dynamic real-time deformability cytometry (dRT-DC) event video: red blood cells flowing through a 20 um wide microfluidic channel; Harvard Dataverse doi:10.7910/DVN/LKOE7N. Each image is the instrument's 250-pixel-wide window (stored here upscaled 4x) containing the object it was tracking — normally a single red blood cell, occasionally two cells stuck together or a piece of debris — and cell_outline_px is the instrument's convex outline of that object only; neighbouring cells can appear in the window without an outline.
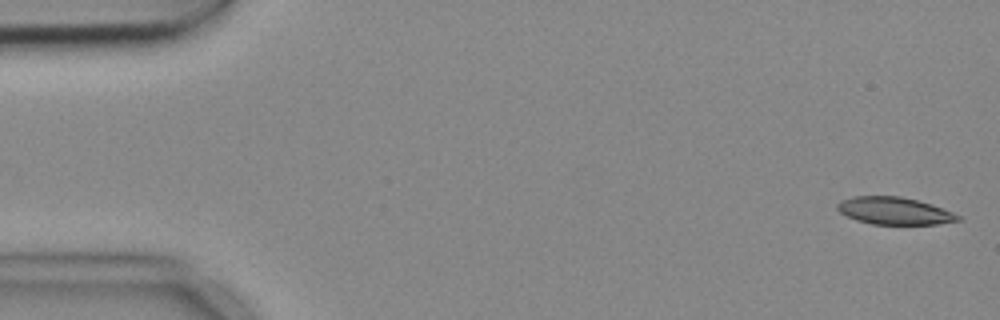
{"species": "common noctule bat (a hibernating species)", "species_latin": "Nyctalus noctula", "temperature_condition": "cold", "stored_images_in_passage": 7, "camera_frame_rate_fps": 3000, "um_per_image_px": 0.085, "animal": {"sex": "female", "body_mass_g": 18.4}, "frame": {"image": 1, "passage_image": 1, "time_ms": 0.0, "image_size_px": [1000, 320], "cell_outline_px": [[964, 220], [936, 224], [872, 224], [856, 220], [840, 212], [836, 208], [836, 204], [840, 200], [852, 196], [900, 196], [932, 204], [952, 212], [960, 216]], "centroid_in_image_um": [76.01, 17.92], "position_along_channel_um": 9.0, "area_um2": 19.25}}
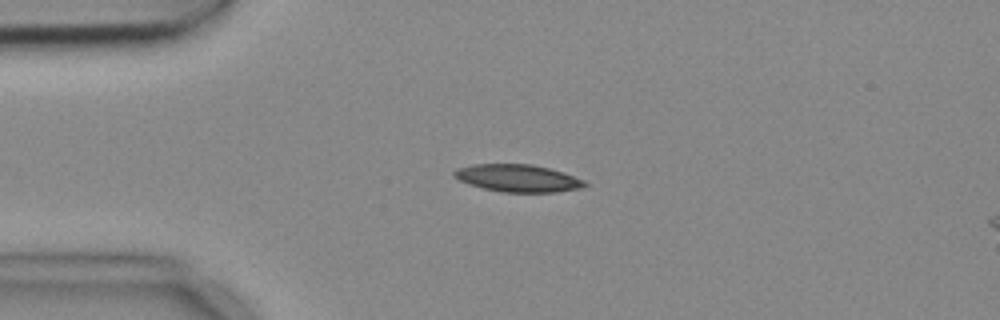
{"frame": {"image": 2, "passage_image": 4, "time_ms": 1.0, "image_size_px": [1000, 320], "cell_outline_px": [[588, 184], [584, 188], [556, 192], [504, 192], [484, 188], [468, 184], [452, 176], [452, 172], [456, 168], [472, 164], [532, 164], [564, 172], [584, 180]], "centroid_in_image_um": [44.02, 15.14], "position_along_channel_um": 41.0, "area_um2": 20.98}}
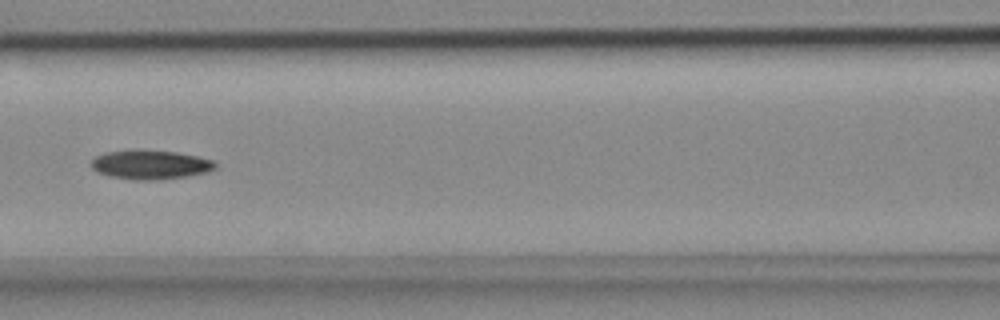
{"frame": {"image": 3, "passage_image": 7, "time_ms": 2.0, "image_size_px": [1000, 320], "cell_outline_px": [[216, 168], [208, 172], [188, 176], [160, 180], [132, 180], [108, 176], [96, 172], [88, 164], [96, 156], [104, 152], [176, 152], [216, 160]], "centroid_in_image_um": [12.8, 14.04], "position_along_channel_um": 153.8, "area_um2": 20.75}}